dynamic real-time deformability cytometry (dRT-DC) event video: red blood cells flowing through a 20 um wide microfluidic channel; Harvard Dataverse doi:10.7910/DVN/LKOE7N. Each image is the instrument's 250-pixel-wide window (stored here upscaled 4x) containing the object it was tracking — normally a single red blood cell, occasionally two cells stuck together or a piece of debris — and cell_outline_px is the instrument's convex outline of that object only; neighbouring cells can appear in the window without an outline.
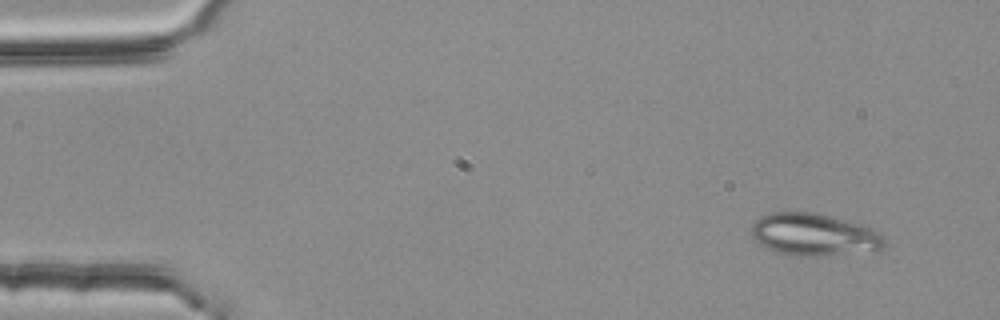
{"species": "common noctule bat (a hibernating species)", "species_latin": "Nyctalus noctula", "temperature_condition": "room temperature", "stored_images_in_passage": 4, "camera_frame_rate_fps": 3000, "um_per_image_px": 0.085, "animal": {"sex": "female", "body_mass_g": 25.1}, "frame": {"image": 1, "passage_image": 1, "time_ms": 0.0, "image_size_px": [1000, 320], "cell_outline_px": [[884, 244], [876, 252], [820, 256], [800, 256], [780, 252], [768, 248], [760, 244], [752, 236], [752, 224], [760, 216], [772, 212], [816, 212], [876, 228], [884, 232]], "centroid_in_image_um": [69.28, 19.94], "position_along_channel_um": 15.7, "area_um2": 33.23}}